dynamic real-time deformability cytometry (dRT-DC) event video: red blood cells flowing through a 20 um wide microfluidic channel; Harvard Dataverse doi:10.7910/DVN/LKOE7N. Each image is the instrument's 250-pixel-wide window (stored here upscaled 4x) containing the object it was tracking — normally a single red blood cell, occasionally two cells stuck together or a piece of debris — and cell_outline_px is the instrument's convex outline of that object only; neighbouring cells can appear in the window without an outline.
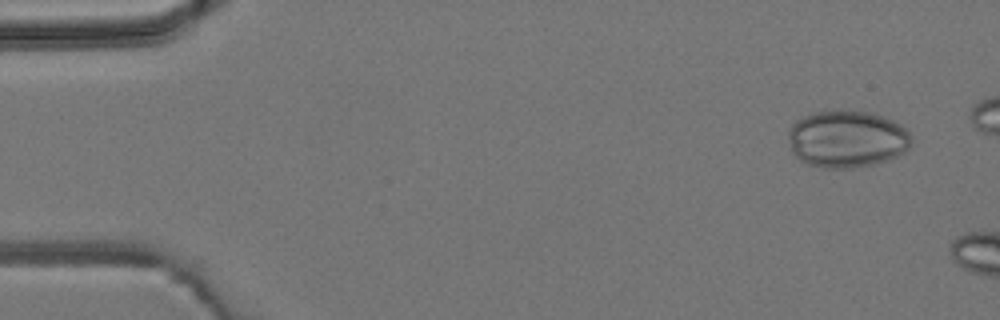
{"species": "common noctule bat (a hibernating species)", "species_latin": "Nyctalus noctula", "temperature_condition": "room temperature", "stored_images_in_passage": 3, "camera_frame_rate_fps": 3000, "um_per_image_px": 0.085, "animal": {"sex": "male", "body_mass_g": 19.2, "forearm_length_mm": 51.8}, "frame": {"image": 1, "passage_image": 1, "time_ms": 0.0, "image_size_px": [1000, 320], "cell_outline_px": [[912, 144], [904, 152], [888, 160], [876, 164], [852, 168], [824, 168], [808, 164], [800, 160], [792, 152], [788, 136], [788, 132], [792, 124], [796, 120], [812, 112], [868, 112], [892, 120], [900, 124], [912, 136]], "centroid_in_image_um": [71.99, 11.85], "position_along_channel_um": 13.0, "area_um2": 40.75}}